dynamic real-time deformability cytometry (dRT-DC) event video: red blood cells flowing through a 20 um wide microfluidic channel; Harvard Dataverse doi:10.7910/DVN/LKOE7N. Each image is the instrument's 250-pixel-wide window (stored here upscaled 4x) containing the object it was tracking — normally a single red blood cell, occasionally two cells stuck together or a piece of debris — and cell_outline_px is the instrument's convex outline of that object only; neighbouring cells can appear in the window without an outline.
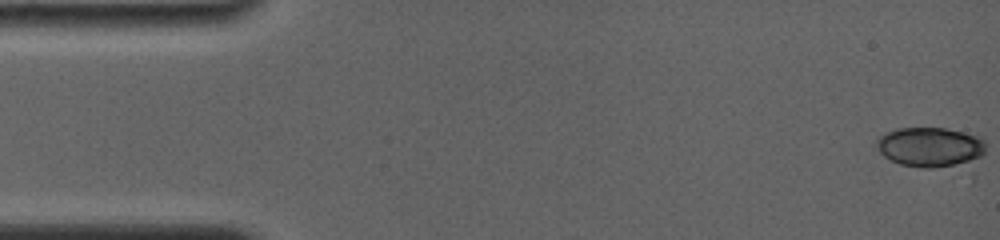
{"species": "common noctule bat (a hibernating species)", "species_latin": "Nyctalus noctula", "temperature_condition": "room temperature", "stored_images_in_passage": 23, "camera_frame_rate_fps": 4000, "um_per_image_px": 0.085, "animal": {"sex": "female", "body_mass_g": 19.0, "forearm_length_mm": 56.7}, "frame": {"image": 1, "passage_image": 1, "time_ms": 0.0, "image_size_px": [1000, 240], "cell_outline_px": [[984, 152], [976, 176], [972, 180], [900, 164], [884, 156], [876, 148], [876, 140], [884, 132], [900, 128], [944, 128], [976, 136], [984, 140]], "centroid_in_image_um": [79.39, 12.77], "position_along_channel_um": 5.6, "area_um2": 29.3}}
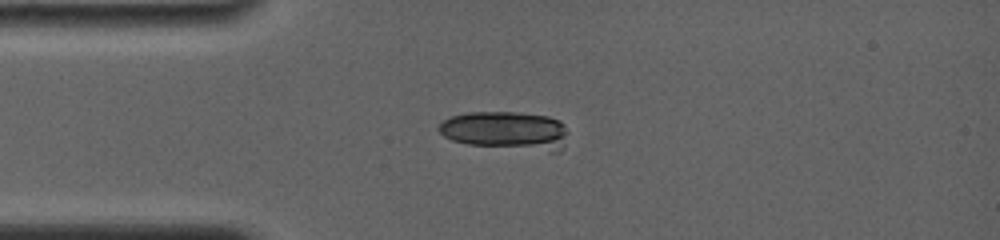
{"frame": {"image": 2, "passage_image": 19, "time_ms": 4.0, "image_size_px": [1000, 240], "cell_outline_px": [[568, 132], [564, 148], [560, 152], [548, 152], [468, 144], [452, 140], [444, 136], [436, 128], [444, 120], [452, 116], [468, 112], [516, 112], [548, 116], [560, 120], [564, 124]], "centroid_in_image_um": [43.07, 11.11], "position_along_channel_um": 41.9, "area_um2": 29.3}}